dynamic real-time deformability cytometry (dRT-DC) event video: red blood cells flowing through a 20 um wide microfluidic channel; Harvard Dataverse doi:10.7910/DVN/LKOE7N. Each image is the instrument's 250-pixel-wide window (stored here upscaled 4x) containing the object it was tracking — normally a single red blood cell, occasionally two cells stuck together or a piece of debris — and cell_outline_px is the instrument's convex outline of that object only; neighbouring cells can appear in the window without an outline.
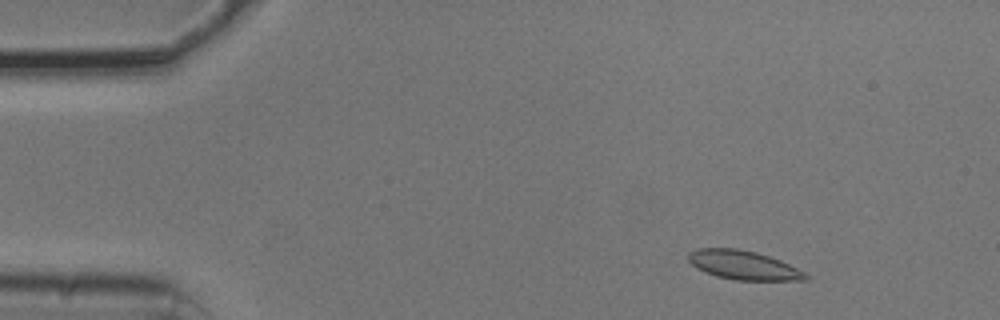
{"species": "common noctule bat (a hibernating species)", "species_latin": "Nyctalus noctula", "temperature_condition": "cold", "stored_images_in_passage": 17, "camera_frame_rate_fps": 3000, "um_per_image_px": 0.085, "animal": {"sex": "male", "body_mass_g": 20.5, "forearm_length_mm": 52.5}, "frame": {"image": 1, "passage_image": 5, "time_ms": 1.333, "image_size_px": [1000, 320], "cell_outline_px": [[812, 276], [808, 280], [732, 280], [716, 276], [696, 268], [688, 260], [688, 252], [700, 248], [736, 248], [756, 252], [780, 260]], "centroid_in_image_um": [63.19, 22.54], "position_along_channel_um": 21.8, "area_um2": 19.83}}
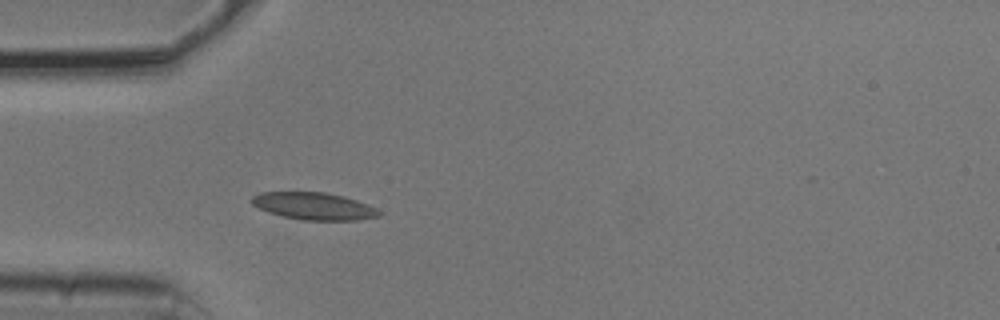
{"frame": {"image": 2, "passage_image": 14, "time_ms": 4.333, "image_size_px": [1000, 320], "cell_outline_px": [[380, 216], [356, 220], [300, 220], [268, 212], [252, 204], [248, 200], [252, 196], [260, 192], [324, 192], [344, 196], [356, 200], [376, 208], [380, 212]], "centroid_in_image_um": [26.64, 17.51], "position_along_channel_um": 58.4, "area_um2": 20.17}}